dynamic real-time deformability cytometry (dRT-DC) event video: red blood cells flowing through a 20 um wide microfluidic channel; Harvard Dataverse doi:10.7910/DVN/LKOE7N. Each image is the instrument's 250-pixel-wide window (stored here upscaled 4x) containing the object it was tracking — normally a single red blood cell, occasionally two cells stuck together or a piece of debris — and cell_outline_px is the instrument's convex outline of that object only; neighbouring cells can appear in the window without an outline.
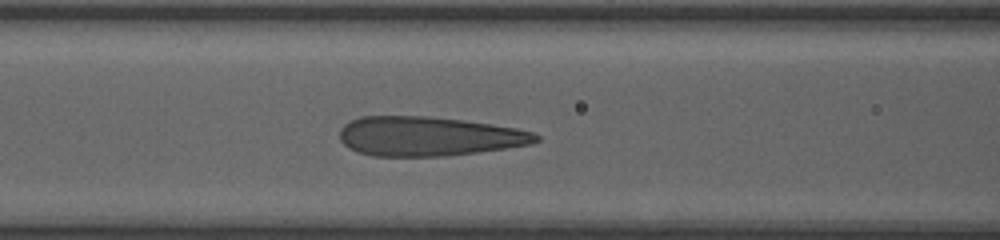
{"species": "human", "species_latin": "Homo sapiens", "temperature_condition": "room temperature", "stored_images_in_passage": 14, "camera_frame_rate_fps": 3000, "um_per_image_px": 0.085, "donor": {"sex": "female"}, "frame": {"image": 1, "passage_image": 12, "time_ms": 3.667, "image_size_px": [1000, 240], "cell_outline_px": [[540, 140], [532, 144], [448, 156], [372, 156], [348, 148], [340, 140], [340, 128], [344, 124], [360, 116], [428, 116], [464, 120], [492, 124], [516, 128], [532, 132], [540, 136]], "centroid_in_image_um": [36.42, 11.58], "position_along_channel_um": 130.2, "area_um2": 45.08}}
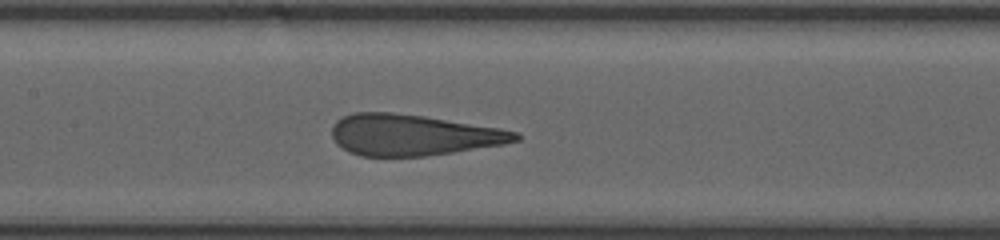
{"frame": {"image": 2, "passage_image": 14, "time_ms": 4.333, "image_size_px": [1000, 240], "cell_outline_px": [[520, 140], [504, 144], [452, 152], [424, 156], [360, 156], [348, 152], [336, 144], [332, 136], [332, 124], [336, 120], [352, 112], [392, 112], [424, 116], [520, 132]], "centroid_in_image_um": [35.04, 11.47], "position_along_channel_um": 172.4, "area_um2": 43.87}}